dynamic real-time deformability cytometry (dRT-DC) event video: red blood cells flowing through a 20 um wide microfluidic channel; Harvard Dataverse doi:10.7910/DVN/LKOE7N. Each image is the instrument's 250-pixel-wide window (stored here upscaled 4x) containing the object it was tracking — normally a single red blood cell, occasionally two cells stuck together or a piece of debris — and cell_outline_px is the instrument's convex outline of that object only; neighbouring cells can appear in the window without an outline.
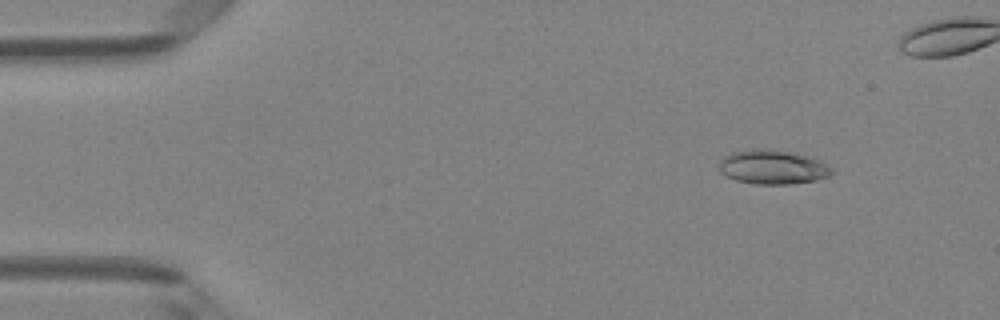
{"species": "Egyptian fruit bat (a non-hibernating species)", "species_latin": "Rousettus aegyptiacus", "temperature_condition": "room temperature", "stored_images_in_passage": 5, "camera_frame_rate_fps": 3000, "um_per_image_px": 0.085, "animal": {"sex": "female"}, "frame": {"image": 1, "passage_image": 2, "time_ms": 0.333, "image_size_px": [1000, 320], "cell_outline_px": [[836, 172], [832, 176], [816, 180], [788, 184], [756, 184], [736, 180], [720, 172], [720, 160], [724, 156], [732, 152], [752, 148], [768, 148], [796, 152], [820, 160], [832, 168]], "centroid_in_image_um": [65.73, 14.18], "position_along_channel_um": 19.3, "area_um2": 22.83}}